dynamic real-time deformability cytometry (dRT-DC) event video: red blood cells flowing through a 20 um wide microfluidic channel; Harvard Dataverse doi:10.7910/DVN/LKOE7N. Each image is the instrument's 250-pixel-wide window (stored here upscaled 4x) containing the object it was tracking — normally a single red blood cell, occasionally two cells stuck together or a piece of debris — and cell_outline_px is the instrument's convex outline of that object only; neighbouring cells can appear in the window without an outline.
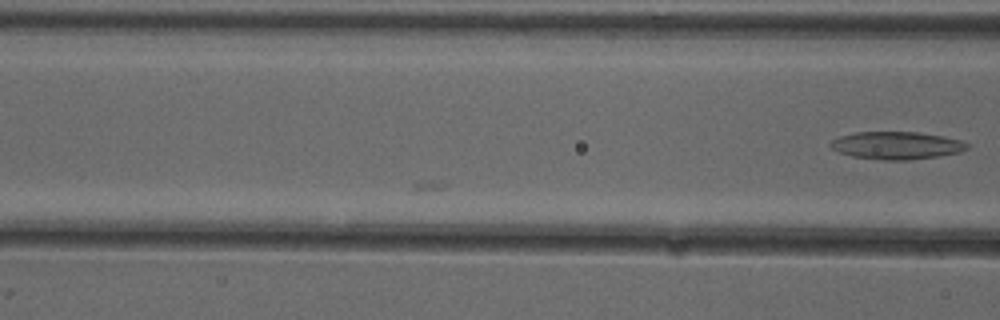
{"species": "common noctule bat (a hibernating species)", "species_latin": "Nyctalus noctula", "temperature_condition": "cold", "stored_images_in_passage": 3, "camera_frame_rate_fps": 3000, "um_per_image_px": 0.085, "animal": {"sex": "female"}, "frame": {"image": 1, "passage_image": 3, "time_ms": 0.667, "image_size_px": [1000, 320], "cell_outline_px": [[968, 148], [960, 152], [940, 156], [908, 160], [884, 160], [852, 156], [840, 152], [832, 148], [828, 144], [832, 140], [840, 136], [856, 132], [916, 132], [944, 136], [960, 140], [968, 144]], "centroid_in_image_um": [76.22, 12.36], "position_along_channel_um": 90.4, "area_um2": 21.91}}